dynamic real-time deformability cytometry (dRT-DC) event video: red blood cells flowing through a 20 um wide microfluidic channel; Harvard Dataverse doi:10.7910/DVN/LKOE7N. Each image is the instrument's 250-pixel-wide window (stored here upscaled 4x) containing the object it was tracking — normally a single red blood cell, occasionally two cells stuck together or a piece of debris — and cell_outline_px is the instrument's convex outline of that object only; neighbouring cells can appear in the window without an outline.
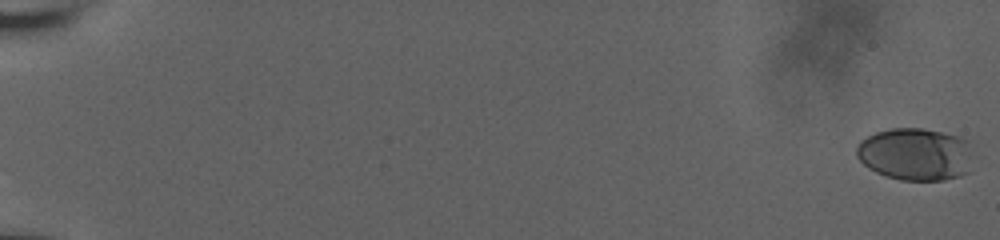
{"species": "human", "species_latin": "Homo sapiens", "temperature_condition": "room temperature", "stored_images_in_passage": 40, "camera_frame_rate_fps": 3000, "um_per_image_px": 0.085, "donor": {"sex": "male"}, "frame": {"image": 1, "passage_image": 1, "time_ms": 0.0, "image_size_px": [1000, 240], "cell_outline_px": [[968, 172], [960, 176], [944, 180], [900, 180], [876, 172], [868, 168], [856, 156], [856, 148], [860, 140], [876, 132], [892, 128], [924, 128], [960, 136], [968, 140]], "centroid_in_image_um": [77.76, 13.1], "position_along_channel_um": 7.2, "area_um2": 35.43}}
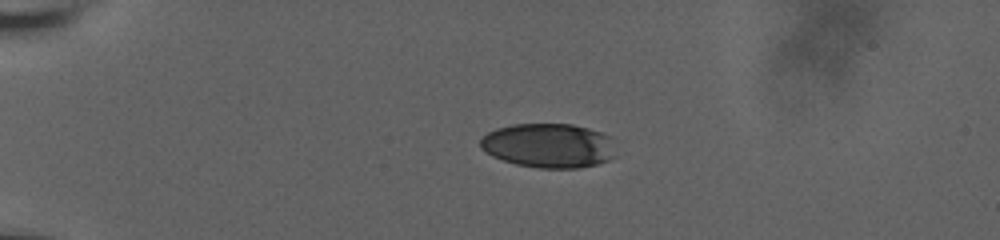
{"frame": {"image": 2, "passage_image": 29, "time_ms": 5.333, "image_size_px": [1000, 240], "cell_outline_px": [[616, 156], [608, 160], [596, 164], [580, 168], [540, 168], [516, 164], [492, 156], [484, 152], [480, 148], [480, 140], [488, 132], [496, 128], [512, 124], [572, 124], [588, 128], [600, 132], [608, 136]], "centroid_in_image_um": [46.6, 12.37], "position_along_channel_um": 38.4, "area_um2": 34.97}}